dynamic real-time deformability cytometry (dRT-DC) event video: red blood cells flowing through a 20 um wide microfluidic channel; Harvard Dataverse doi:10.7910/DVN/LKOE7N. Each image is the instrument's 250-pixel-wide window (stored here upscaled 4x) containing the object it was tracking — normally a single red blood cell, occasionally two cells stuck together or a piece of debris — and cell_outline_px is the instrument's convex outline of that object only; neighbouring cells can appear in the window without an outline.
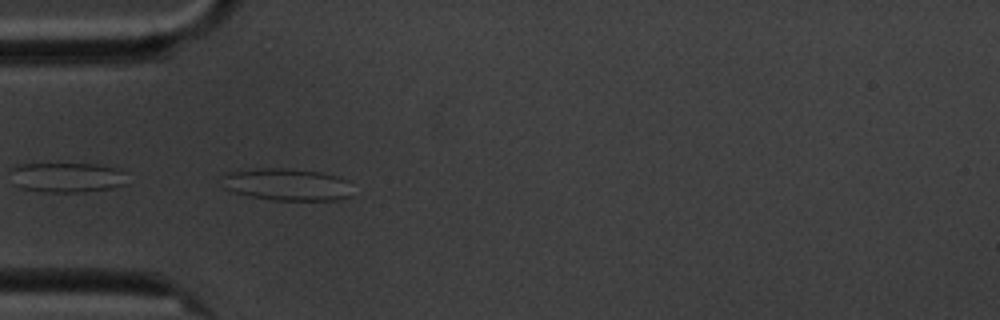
{"species": "common noctule bat (a hibernating species)", "species_latin": "Nyctalus noctula", "temperature_condition": "cold", "stored_images_in_passage": 5, "camera_frame_rate_fps": 3000, "um_per_image_px": 0.085, "animal": {"sex": "male", "body_mass_g": 20.1, "forearm_length_mm": 53.5}, "frame": {"image": 1, "passage_image": 4, "time_ms": 3.667, "image_size_px": [1000, 320], "cell_outline_px": [[352, 196], [336, 200], [276, 200], [252, 196], [236, 192], [224, 188], [224, 172], [256, 168], [288, 168], [320, 172], [336, 176], [348, 180]], "centroid_in_image_um": [24.41, 15.67], "position_along_channel_um": 60.6, "area_um2": 24.39}}
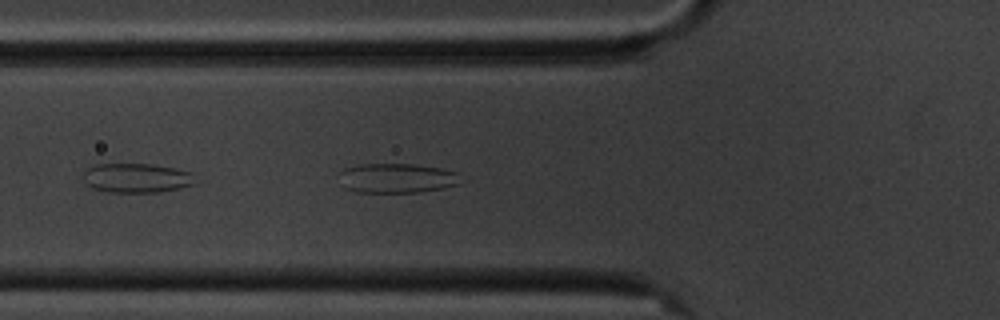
{"frame": {"image": 2, "passage_image": 5, "time_ms": 4.667, "image_size_px": [1000, 320], "cell_outline_px": [[460, 184], [444, 188], [420, 192], [356, 192], [344, 188], [340, 172], [344, 168], [360, 164], [412, 164], [440, 168], [456, 172]], "centroid_in_image_um": [33.72, 15.14], "position_along_channel_um": 92.1, "area_um2": 20.81}}